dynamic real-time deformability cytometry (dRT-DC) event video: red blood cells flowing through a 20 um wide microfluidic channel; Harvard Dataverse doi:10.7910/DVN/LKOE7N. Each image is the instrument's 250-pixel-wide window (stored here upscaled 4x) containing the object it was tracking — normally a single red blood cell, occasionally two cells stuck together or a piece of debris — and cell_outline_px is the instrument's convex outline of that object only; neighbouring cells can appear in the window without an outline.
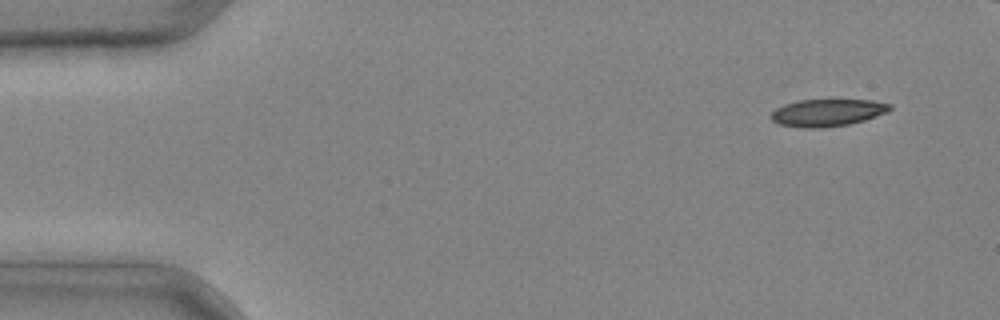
{"species": "common noctule bat (a hibernating species)", "species_latin": "Nyctalus noctula", "temperature_condition": "cold", "stored_images_in_passage": 3, "camera_frame_rate_fps": 3000, "um_per_image_px": 0.085, "animal": {"sex": "male", "body_mass_g": 20.4}, "frame": {"image": 1, "passage_image": 1, "time_ms": 0.0, "image_size_px": [1000, 320], "cell_outline_px": [[892, 108], [888, 112], [864, 120], [848, 124], [820, 128], [804, 128], [780, 124], [772, 120], [768, 116], [776, 108], [784, 104], [800, 100], [872, 100], [892, 104]], "centroid_in_image_um": [70.33, 9.57], "position_along_channel_um": 14.7, "area_um2": 18.84}}